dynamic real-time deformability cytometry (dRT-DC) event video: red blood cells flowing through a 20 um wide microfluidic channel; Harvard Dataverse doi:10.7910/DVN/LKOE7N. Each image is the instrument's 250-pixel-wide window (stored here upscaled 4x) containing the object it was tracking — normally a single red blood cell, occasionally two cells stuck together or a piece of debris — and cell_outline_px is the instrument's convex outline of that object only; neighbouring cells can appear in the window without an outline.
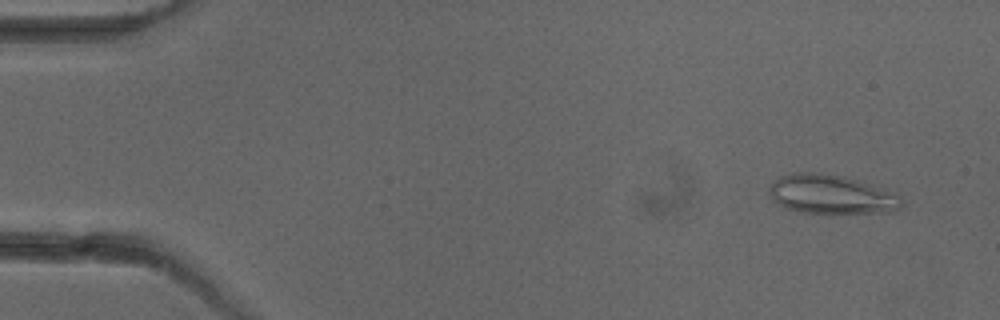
{"species": "common noctule bat (a hibernating species)", "species_latin": "Nyctalus noctula", "temperature_condition": "cold", "stored_images_in_passage": 5, "camera_frame_rate_fps": 3000, "um_per_image_px": 0.085, "animal": {"sex": "female"}, "frame": {"image": 1, "passage_image": 2, "time_ms": 1.0, "image_size_px": [1000, 320], "cell_outline_px": [[904, 204], [900, 208], [892, 212], [804, 212], [788, 208], [772, 200], [768, 192], [768, 188], [780, 176], [792, 172], [820, 172], [844, 176], [856, 180], [900, 196]], "centroid_in_image_um": [70.62, 16.5], "position_along_channel_um": 14.4, "area_um2": 29.59}}